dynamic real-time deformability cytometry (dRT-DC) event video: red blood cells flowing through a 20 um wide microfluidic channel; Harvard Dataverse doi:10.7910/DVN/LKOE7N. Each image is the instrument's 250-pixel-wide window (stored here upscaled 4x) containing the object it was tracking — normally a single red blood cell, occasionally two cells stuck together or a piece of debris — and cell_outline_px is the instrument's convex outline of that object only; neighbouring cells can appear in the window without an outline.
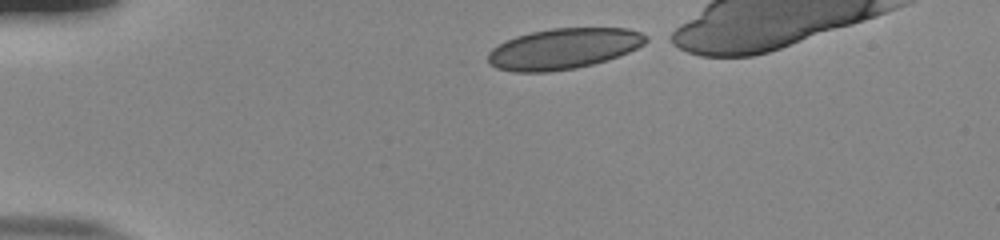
{"species": "human", "species_latin": "Homo sapiens", "temperature_condition": "room temperature", "stored_images_in_passage": 36, "camera_frame_rate_fps": 3000, "um_per_image_px": 0.085, "donor": {"sex": "male"}, "frame": {"image": 1, "passage_image": 1, "time_ms": 0.0, "image_size_px": [1000, 240], "cell_outline_px": [[648, 40], [644, 44], [620, 56], [608, 60], [576, 68], [548, 72], [512, 72], [496, 68], [488, 64], [488, 52], [492, 48], [516, 36], [532, 32], [552, 28], [628, 28], [640, 32], [648, 36]], "centroid_in_image_um": [47.9, 4.15], "position_along_channel_um": 37.1, "area_um2": 37.57}}
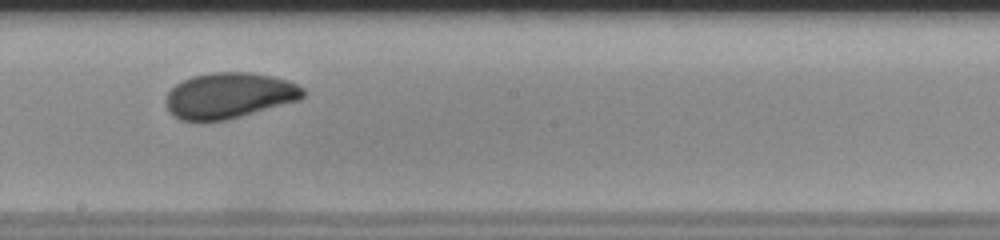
{"frame": {"image": 2, "passage_image": 20, "time_ms": 6.333, "image_size_px": [1000, 240], "cell_outline_px": [[304, 96], [300, 100], [228, 120], [200, 124], [180, 120], [172, 116], [168, 112], [164, 100], [168, 92], [176, 84], [192, 76], [212, 72], [252, 72], [272, 76], [288, 80], [304, 88]], "centroid_in_image_um": [19.43, 8.16], "position_along_channel_um": 228.8, "area_um2": 37.51}}
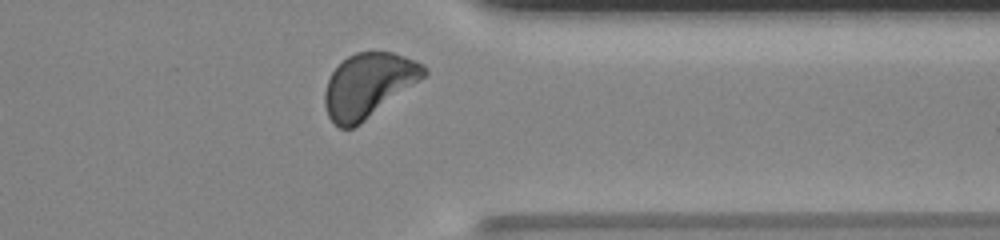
{"frame": {"image": 3, "passage_image": 32, "time_ms": 10.333, "image_size_px": [1000, 240], "cell_outline_px": [[428, 72], [424, 76], [360, 124], [352, 128], [340, 128], [332, 124], [328, 116], [324, 104], [324, 92], [328, 80], [332, 72], [348, 56], [356, 52], [392, 52], [404, 56], [424, 64], [428, 68]], "centroid_in_image_um": [31.28, 7.25], "position_along_channel_um": 380.1, "area_um2": 36.7}, "authors_computed_cell_mechanics": {"area_um2": 36.992, "velocity_mm_per_s": 3.8579, "shape_relaxation_time_tau1_ms": 3.752, "shape_relaxation_time_tau2_ms": 0.9678, "deformation_change_tau1": 0.1132, "deformation_change_tau2": 0.0441}}